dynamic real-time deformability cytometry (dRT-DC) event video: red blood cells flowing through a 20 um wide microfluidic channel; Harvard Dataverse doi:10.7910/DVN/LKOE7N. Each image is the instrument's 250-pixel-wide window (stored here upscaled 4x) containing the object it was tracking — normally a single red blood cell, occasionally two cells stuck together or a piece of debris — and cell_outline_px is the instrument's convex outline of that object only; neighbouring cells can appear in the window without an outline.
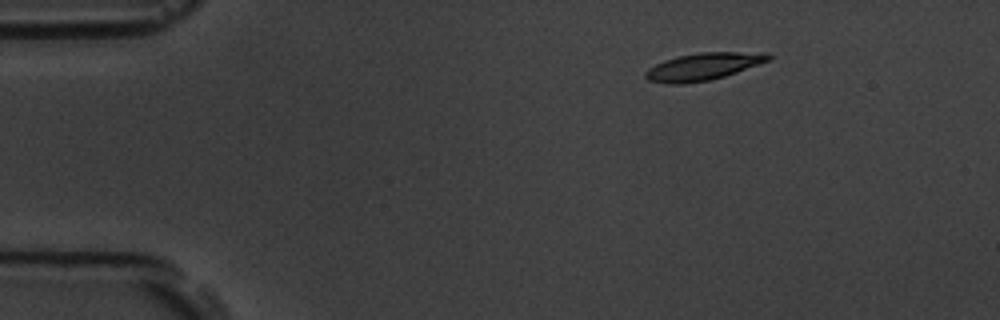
{"species": "common noctule bat (a hibernating species)", "species_latin": "Nyctalus noctula", "temperature_condition": "room temperature", "stored_images_in_passage": 8, "camera_frame_rate_fps": 3000, "um_per_image_px": 0.085, "animal": {"sex": "male", "body_mass_g": 19.5, "forearm_length_mm": 54.6}, "frame": {"image": 1, "passage_image": 1, "time_ms": 0.0, "image_size_px": [1000, 320], "cell_outline_px": [[772, 56], [768, 60], [736, 72], [724, 76], [708, 80], [684, 84], [668, 84], [648, 80], [644, 76], [644, 72], [648, 68], [664, 60], [680, 56], [700, 52], [768, 52]], "centroid_in_image_um": [59.74, 5.65], "position_along_channel_um": 25.3, "area_um2": 19.36}}
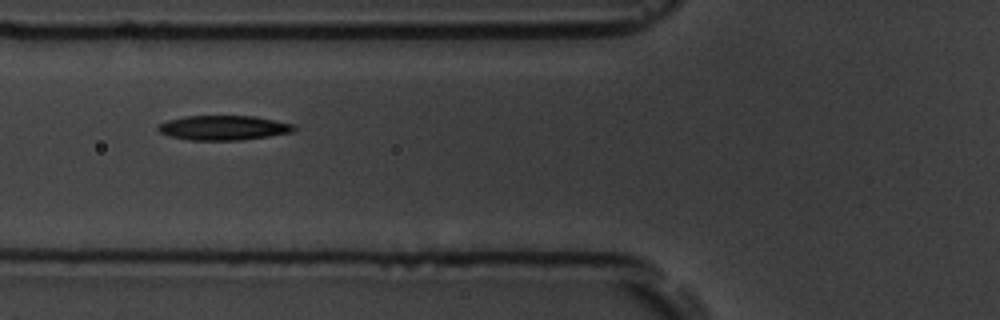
{"frame": {"image": 2, "passage_image": 5, "time_ms": 4.333, "image_size_px": [1000, 320], "cell_outline_px": [[296, 128], [292, 132], [268, 136], [240, 140], [188, 140], [168, 136], [160, 132], [156, 128], [156, 124], [168, 120], [184, 116], [256, 116], [296, 124]], "centroid_in_image_um": [18.98, 10.85], "position_along_channel_um": 106.8, "area_um2": 19.71}}
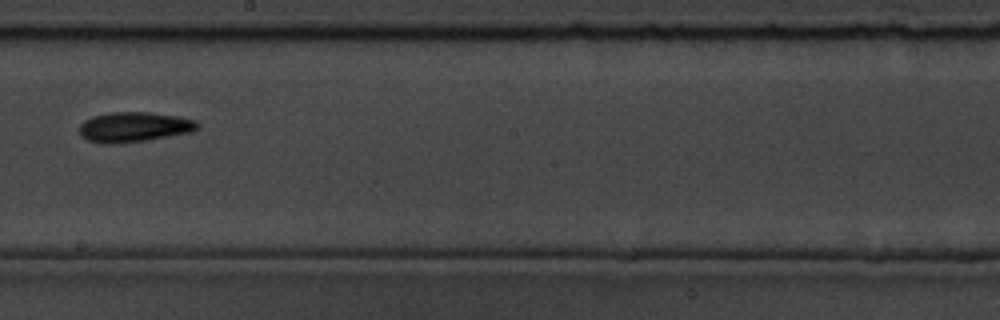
{"frame": {"image": 3, "passage_image": 8, "time_ms": 8.0, "image_size_px": [1000, 320], "cell_outline_px": [[200, 128], [192, 132], [148, 140], [112, 144], [100, 144], [88, 140], [80, 136], [76, 128], [84, 120], [92, 116], [108, 112], [152, 112], [180, 116], [196, 120], [200, 124]], "centroid_in_image_um": [11.38, 10.79], "position_along_channel_um": 236.8, "area_um2": 21.27}}